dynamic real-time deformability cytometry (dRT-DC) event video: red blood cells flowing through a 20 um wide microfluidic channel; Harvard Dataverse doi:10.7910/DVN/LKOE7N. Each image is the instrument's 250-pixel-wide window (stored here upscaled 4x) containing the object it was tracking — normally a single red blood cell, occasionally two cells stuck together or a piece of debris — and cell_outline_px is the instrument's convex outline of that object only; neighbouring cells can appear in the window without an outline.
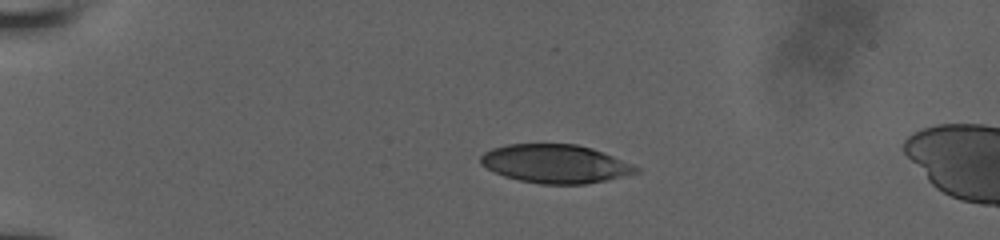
{"species": "human", "species_latin": "Homo sapiens", "temperature_condition": "room temperature", "stored_images_in_passage": 26, "camera_frame_rate_fps": 3000, "um_per_image_px": 0.085, "donor": {"sex": "male"}, "frame": {"image": 1, "passage_image": 9, "time_ms": 4.667, "image_size_px": [1000, 240], "cell_outline_px": [[640, 172], [608, 180], [584, 184], [540, 184], [520, 180], [504, 176], [480, 164], [480, 156], [484, 152], [492, 148], [508, 144], [576, 144], [592, 148], [632, 164], [640, 168]], "centroid_in_image_um": [47.21, 13.92], "position_along_channel_um": 37.8, "area_um2": 34.8}}
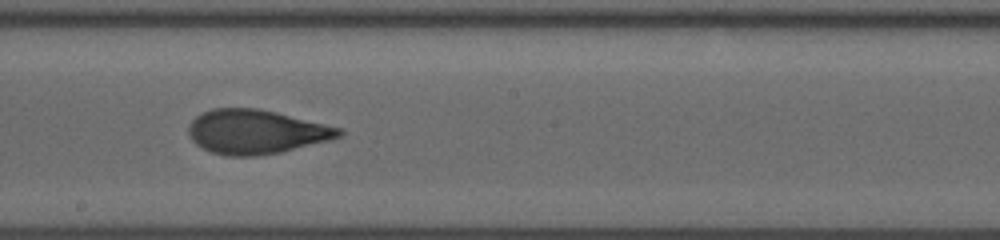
{"frame": {"image": 2, "passage_image": 19, "time_ms": 11.0, "image_size_px": [1000, 240], "cell_outline_px": [[344, 132], [340, 136], [332, 140], [280, 152], [256, 156], [228, 156], [212, 152], [196, 144], [192, 140], [188, 132], [188, 128], [192, 120], [196, 116], [212, 108], [260, 108], [344, 128]], "centroid_in_image_um": [21.81, 11.2], "position_along_channel_um": 226.4, "area_um2": 38.9}}
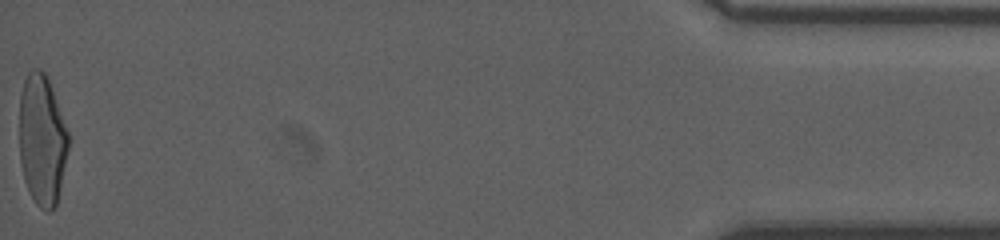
{"frame": {"image": 3, "passage_image": 26, "time_ms": 18.333, "image_size_px": [1000, 240], "cell_outline_px": [[68, 148], [60, 188], [56, 204], [48, 212], [44, 212], [36, 204], [24, 180], [20, 160], [20, 92], [24, 80], [28, 72], [32, 68], [40, 68], [44, 72], [48, 80], [68, 132]], "centroid_in_image_um": [3.56, 11.89], "position_along_channel_um": 431.6, "area_um2": 36.93}}